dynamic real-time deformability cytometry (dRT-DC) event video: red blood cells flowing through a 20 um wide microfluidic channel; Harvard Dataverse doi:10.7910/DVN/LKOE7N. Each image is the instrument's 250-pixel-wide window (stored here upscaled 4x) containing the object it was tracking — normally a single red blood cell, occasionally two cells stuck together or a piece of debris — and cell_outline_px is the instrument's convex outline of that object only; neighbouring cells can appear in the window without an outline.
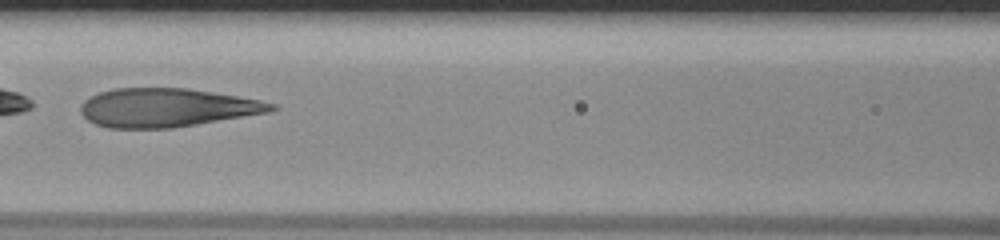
{"species": "human", "species_latin": "Homo sapiens", "temperature_condition": "room temperature", "stored_images_in_passage": 22, "camera_frame_rate_fps": 3000, "um_per_image_px": 0.085, "donor": {"sex": "male"}, "frame": {"image": 1, "passage_image": 7, "time_ms": 2.0, "image_size_px": [1000, 240], "cell_outline_px": [[280, 108], [268, 112], [172, 128], [108, 128], [96, 124], [88, 120], [80, 112], [80, 108], [84, 100], [100, 92], [116, 88], [188, 88], [260, 100], [276, 104]], "centroid_in_image_um": [14.16, 9.15], "position_along_channel_um": 152.4, "area_um2": 42.6}}
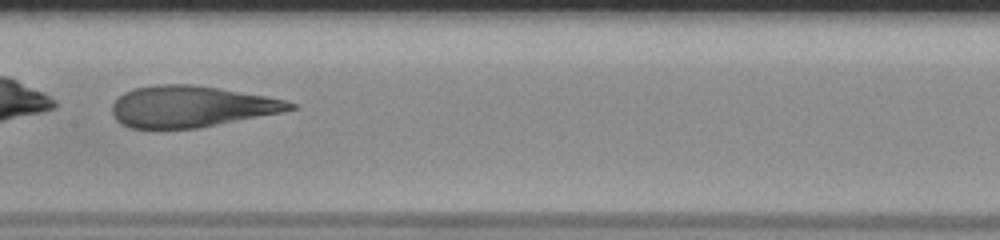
{"frame": {"image": 2, "passage_image": 10, "time_ms": 3.0, "image_size_px": [1000, 240], "cell_outline_px": [[296, 108], [280, 112], [196, 128], [128, 128], [120, 124], [116, 120], [112, 112], [112, 104], [124, 92], [136, 88], [156, 84], [192, 84], [264, 96], [284, 100], [296, 104]], "centroid_in_image_um": [16.17, 9.05], "position_along_channel_um": 191.2, "area_um2": 42.19}}